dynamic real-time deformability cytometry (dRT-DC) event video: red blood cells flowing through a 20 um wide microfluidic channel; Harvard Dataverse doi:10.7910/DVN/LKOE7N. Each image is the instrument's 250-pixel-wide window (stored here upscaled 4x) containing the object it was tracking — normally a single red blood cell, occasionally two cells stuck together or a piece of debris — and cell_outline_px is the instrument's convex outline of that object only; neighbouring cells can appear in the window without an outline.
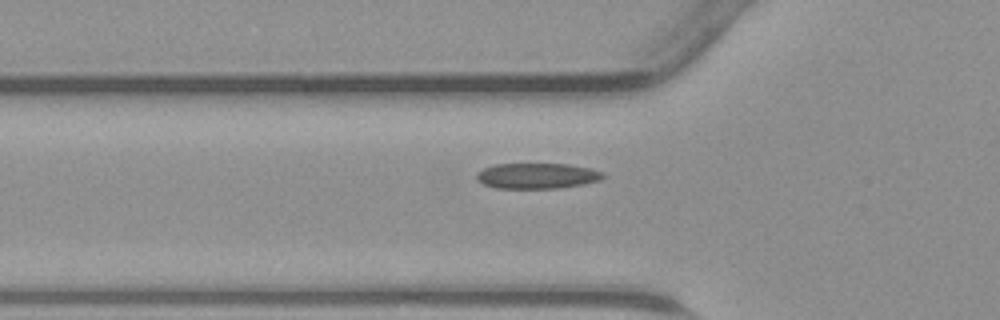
{"species": "common noctule bat (a hibernating species)", "species_latin": "Nyctalus noctula", "temperature_condition": "warm", "stored_images_in_passage": 34, "camera_frame_rate_fps": 3000, "um_per_image_px": 0.085, "animal": {"sex": "male", "body_mass_g": 23.1, "forearm_length_mm": 52.7}, "frame": {"image": 1, "passage_image": 10, "time_ms": 3.0, "image_size_px": [1000, 320], "cell_outline_px": [[608, 176], [600, 180], [584, 184], [556, 188], [496, 188], [484, 184], [476, 180], [476, 172], [484, 168], [496, 164], [568, 164], [592, 168], [604, 172]], "centroid_in_image_um": [45.69, 14.94], "position_along_channel_um": 80.1, "area_um2": 19.02}}
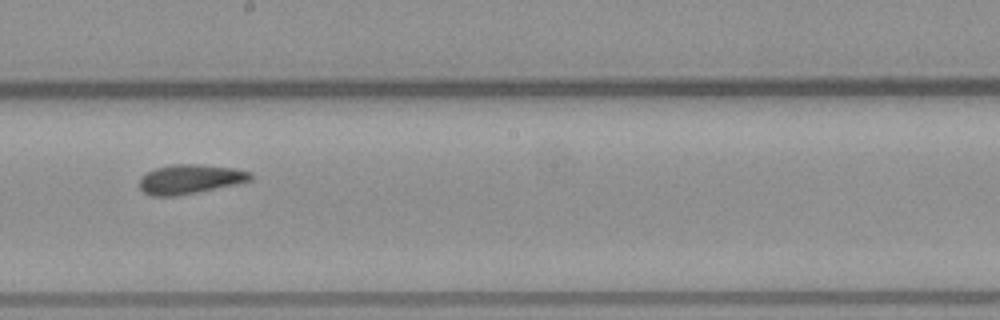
{"frame": {"image": 2, "passage_image": 20, "time_ms": 6.333, "image_size_px": [1000, 320], "cell_outline_px": [[252, 180], [236, 184], [176, 196], [152, 196], [144, 192], [140, 188], [140, 176], [156, 168], [172, 164], [200, 164], [232, 168], [252, 172]], "centroid_in_image_um": [16.15, 15.22], "position_along_channel_um": 232.1, "area_um2": 18.9}}
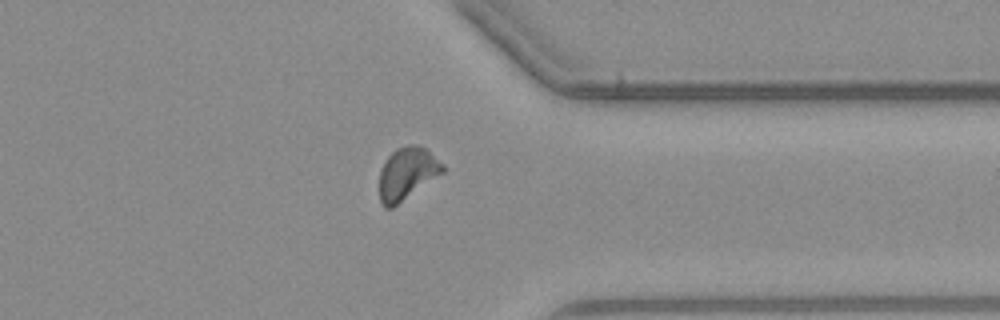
{"frame": {"image": 3, "passage_image": 30, "time_ms": 9.667, "image_size_px": [1000, 320], "cell_outline_px": [[444, 172], [392, 208], [384, 208], [380, 200], [380, 172], [388, 156], [396, 148], [408, 144], [416, 144], [428, 148], [444, 164]], "centroid_in_image_um": [34.63, 14.72], "position_along_channel_um": 376.8, "area_um2": 19.36}}